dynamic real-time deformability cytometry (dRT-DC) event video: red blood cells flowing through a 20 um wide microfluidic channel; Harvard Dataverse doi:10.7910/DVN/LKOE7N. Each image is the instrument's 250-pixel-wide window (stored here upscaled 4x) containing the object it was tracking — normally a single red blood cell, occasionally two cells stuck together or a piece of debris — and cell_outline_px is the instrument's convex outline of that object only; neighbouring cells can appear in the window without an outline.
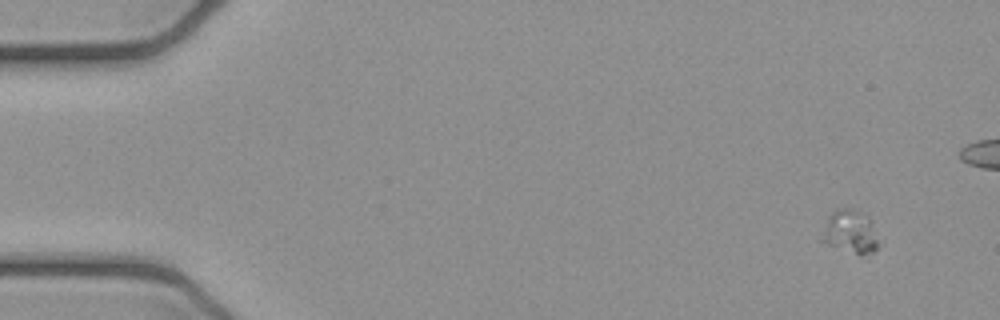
{"species": "common noctule bat (a hibernating species)", "species_latin": "Nyctalus noctula", "temperature_condition": "cold", "stored_images_in_passage": 4, "camera_frame_rate_fps": 3000, "um_per_image_px": 0.085, "animal": {"sex": "female", "body_mass_g": 21.9}, "frame": {"image": 1, "passage_image": 1, "time_ms": 0.0, "image_size_px": [1000, 320], "cell_outline_px": [[876, 248], [872, 252], [860, 256], [828, 244], [820, 240], [828, 220], [832, 212], [840, 208], [848, 208], [856, 212], [868, 220], [876, 240]], "centroid_in_image_um": [72.2, 19.76], "position_along_channel_um": 12.8, "area_um2": 13.18}}